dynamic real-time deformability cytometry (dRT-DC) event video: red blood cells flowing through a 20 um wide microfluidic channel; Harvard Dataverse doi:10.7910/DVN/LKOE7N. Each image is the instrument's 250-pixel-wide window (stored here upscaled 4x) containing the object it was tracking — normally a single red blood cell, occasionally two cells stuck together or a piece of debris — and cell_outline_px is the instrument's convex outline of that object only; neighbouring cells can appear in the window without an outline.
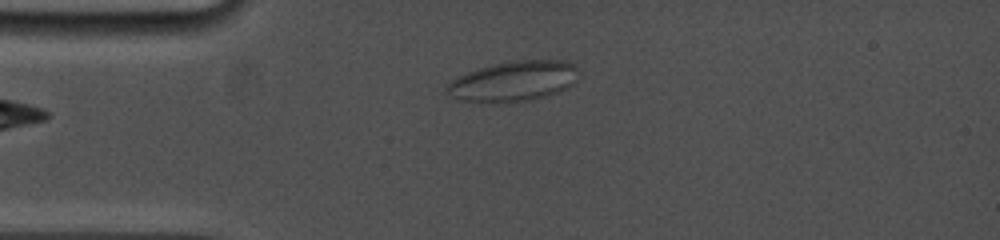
{"species": "common noctule bat (a hibernating species)", "species_latin": "Nyctalus noctula", "temperature_condition": "cold", "stored_images_in_passage": 12, "camera_frame_rate_fps": 5000, "um_per_image_px": 0.085, "animal": {"sex": "female", "body_mass_g": 19.0, "forearm_length_mm": 53.3}, "frame": {"image": 1, "passage_image": 3, "time_ms": 1.8, "image_size_px": [1000, 240], "cell_outline_px": [[580, 76], [572, 84], [556, 92], [532, 100], [460, 100], [444, 92], [444, 88], [452, 80], [468, 72], [480, 68], [496, 64], [516, 60], [564, 60], [576, 64]], "centroid_in_image_um": [43.71, 6.86], "position_along_channel_um": 41.3, "area_um2": 30.06}}
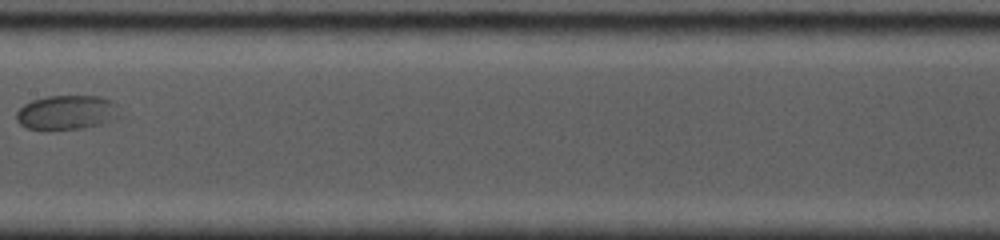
{"frame": {"image": 2, "passage_image": 8, "time_ms": 6.6, "image_size_px": [1000, 240], "cell_outline_px": [[124, 116], [100, 124], [84, 128], [28, 128], [20, 124], [16, 120], [16, 112], [24, 104], [32, 100], [48, 96], [100, 96], [112, 100], [116, 104]], "centroid_in_image_um": [5.74, 9.53], "position_along_channel_um": 201.7, "area_um2": 20.63}}
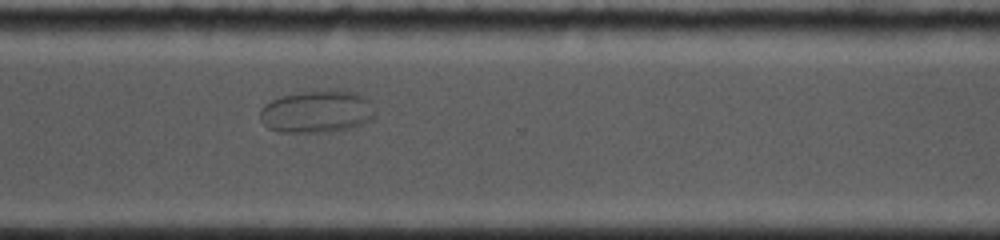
{"frame": {"image": 3, "passage_image": 12, "time_ms": 10.4, "image_size_px": [1000, 240], "cell_outline_px": [[376, 116], [352, 128], [328, 132], [280, 132], [268, 128], [260, 120], [260, 108], [264, 104], [280, 96], [304, 92], [332, 88], [356, 92], [364, 96], [368, 100], [376, 112]], "centroid_in_image_um": [26.94, 9.47], "position_along_channel_um": 343.7, "area_um2": 28.78}}